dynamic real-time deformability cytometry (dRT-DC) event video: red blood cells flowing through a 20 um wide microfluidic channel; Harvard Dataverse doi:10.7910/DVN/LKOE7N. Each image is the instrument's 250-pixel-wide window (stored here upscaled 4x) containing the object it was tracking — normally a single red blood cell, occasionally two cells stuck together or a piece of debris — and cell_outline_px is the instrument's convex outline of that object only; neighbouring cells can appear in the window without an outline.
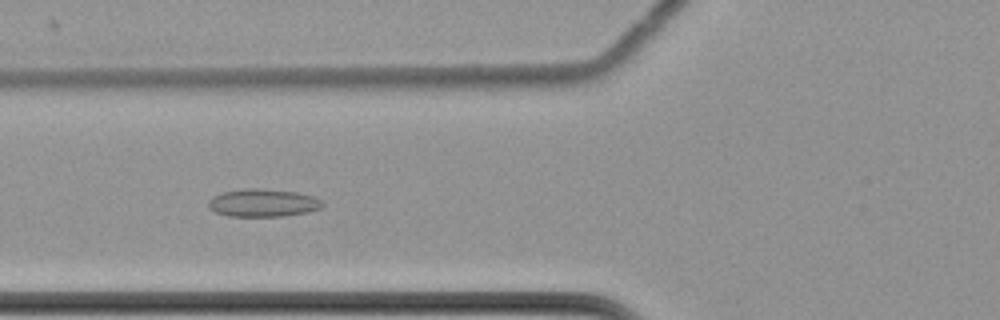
{"species": "common noctule bat (a hibernating species)", "species_latin": "Nyctalus noctula", "temperature_condition": "cold", "stored_images_in_passage": 29, "camera_frame_rate_fps": 3000, "um_per_image_px": 0.085, "animal": {"sex": "female", "body_mass_g": 22.7, "forearm_length_mm": 54.2}, "frame": {"image": 1, "passage_image": 6, "time_ms": 1.667, "image_size_px": [1000, 320], "cell_outline_px": [[324, 204], [320, 208], [308, 212], [284, 216], [228, 216], [216, 212], [208, 208], [208, 200], [212, 196], [220, 192], [252, 188], [256, 188], [296, 192], [312, 196], [320, 200]], "centroid_in_image_um": [22.31, 17.25], "position_along_channel_um": 103.5, "area_um2": 18.44}}
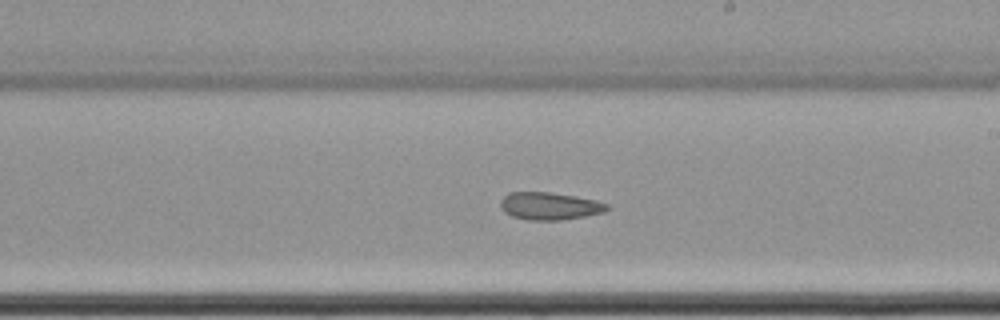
{"frame": {"image": 2, "passage_image": 18, "time_ms": 5.667, "image_size_px": [1000, 320], "cell_outline_px": [[612, 208], [604, 212], [584, 216], [560, 220], [528, 220], [512, 216], [504, 212], [500, 208], [500, 200], [508, 192], [552, 192], [576, 196], [596, 200], [608, 204]], "centroid_in_image_um": [46.72, 17.5], "position_along_channel_um": 242.3, "area_um2": 17.28}}
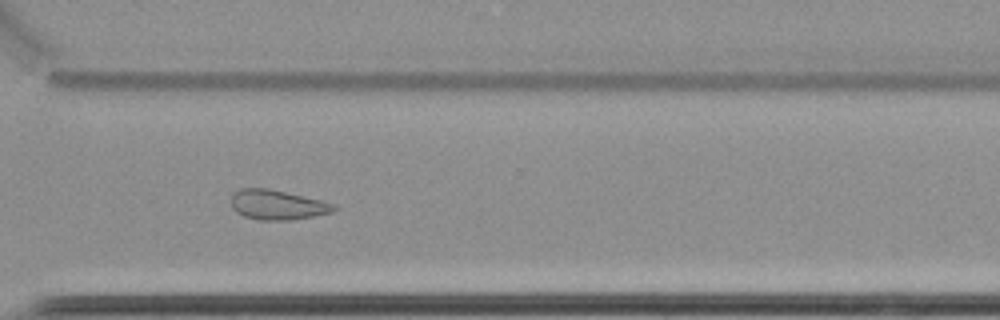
{"frame": {"image": 3, "passage_image": 27, "time_ms": 8.667, "image_size_px": [1000, 320], "cell_outline_px": [[340, 208], [332, 212], [292, 220], [256, 220], [244, 216], [236, 212], [232, 208], [232, 196], [240, 188], [268, 188], [324, 200], [336, 204]], "centroid_in_image_um": [23.63, 17.41], "position_along_channel_um": 347.0, "area_um2": 18.03}, "authors_computed_cell_mechanics": {"area_um2": 17.4556, "velocity_mm_per_s": 3.4727, "shape_relaxation_time_tau1_ms": null, "shape_relaxation_time_tau2_ms": 11.0639, "deformation_change_tau1": null, "deformation_change_tau2": 0.1997}}